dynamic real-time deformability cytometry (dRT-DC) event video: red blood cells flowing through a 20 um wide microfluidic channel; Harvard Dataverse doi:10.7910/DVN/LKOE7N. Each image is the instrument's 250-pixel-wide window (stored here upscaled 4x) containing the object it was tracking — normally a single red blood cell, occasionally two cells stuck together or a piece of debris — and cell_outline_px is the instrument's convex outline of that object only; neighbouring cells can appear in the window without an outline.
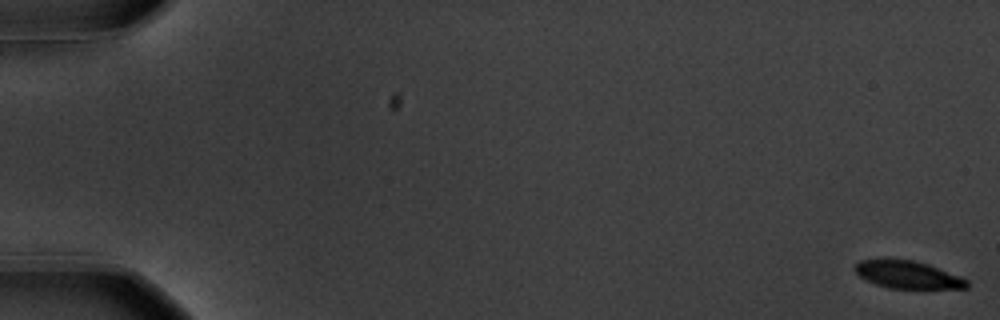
{"species": "common noctule bat (a hibernating species)", "species_latin": "Nyctalus noctula", "temperature_condition": "warm", "stored_images_in_passage": 59, "camera_frame_rate_fps": 3000, "um_per_image_px": 0.085, "animal": {"sex": "male", "body_mass_g": 20.1, "forearm_length_mm": 53.5}, "frame": {"image": 1, "passage_image": 1, "time_ms": 0.0, "image_size_px": [1000, 320], "cell_outline_px": [[968, 288], [888, 288], [876, 284], [860, 276], [852, 268], [860, 260], [884, 256], [912, 260], [928, 264], [960, 276], [968, 280]], "centroid_in_image_um": [77.09, 23.3], "position_along_channel_um": 7.9, "area_um2": 18.38}}
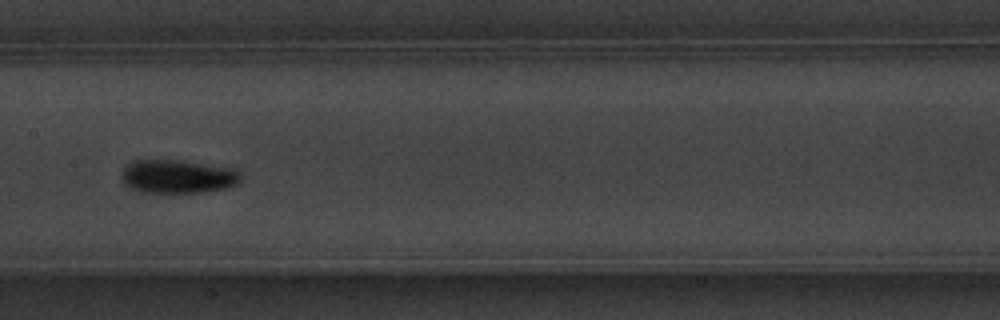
{"frame": {"image": 2, "passage_image": 31, "time_ms": 10.0, "image_size_px": [1000, 320], "cell_outline_px": [[240, 180], [236, 184], [228, 188], [204, 192], [144, 192], [132, 188], [124, 184], [120, 180], [120, 176], [124, 168], [128, 164], [136, 160], [180, 160], [236, 168], [240, 172]], "centroid_in_image_um": [15.13, 14.99], "position_along_channel_um": 192.3, "area_um2": 23.41}}
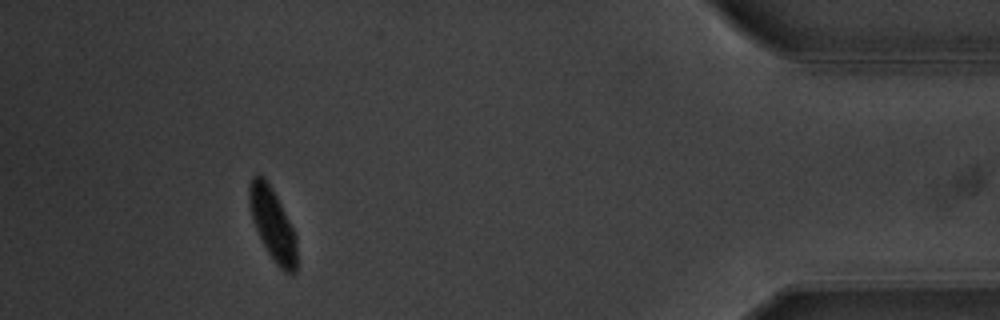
{"frame": {"image": 3, "passage_image": 54, "time_ms": 17.667, "image_size_px": [1000, 320], "cell_outline_px": [[296, 272], [284, 272], [276, 264], [268, 252], [252, 220], [248, 200], [248, 184], [252, 176], [264, 176], [272, 188], [296, 236]], "centroid_in_image_um": [23.14, 19.03], "position_along_channel_um": 412.1, "area_um2": 19.59}, "authors_computed_cell_mechanics": {"area_um2": 20.2878, "velocity_mm_per_s": 3.5342, "shape_relaxation_time_tau1_ms": 6.8168, "shape_relaxation_time_tau2_ms": null, "deformation_change_tau1": 0.2823, "deformation_change_tau2": null}}